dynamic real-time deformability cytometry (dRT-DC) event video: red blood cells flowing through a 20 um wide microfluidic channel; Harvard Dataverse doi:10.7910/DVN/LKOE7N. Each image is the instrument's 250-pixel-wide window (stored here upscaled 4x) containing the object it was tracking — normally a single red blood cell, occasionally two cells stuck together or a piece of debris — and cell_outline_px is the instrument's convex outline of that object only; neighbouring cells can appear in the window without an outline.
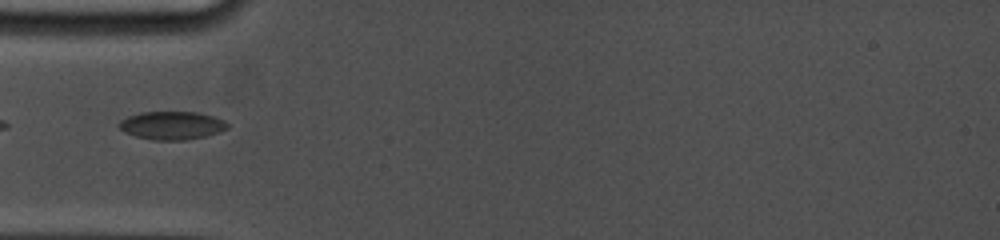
{"species": "common noctule bat (a hibernating species)", "species_latin": "Nyctalus noctula", "temperature_condition": "cold", "stored_images_in_passage": 15, "camera_frame_rate_fps": 5000, "um_per_image_px": 0.085, "animal": {"sex": "female", "body_mass_g": 19.0, "forearm_length_mm": 53.3}, "frame": {"image": 1, "passage_image": 1, "time_ms": 0.0, "image_size_px": [1000, 240], "cell_outline_px": [[228, 128], [220, 132], [204, 136], [184, 140], [152, 140], [136, 136], [124, 132], [116, 124], [120, 120], [128, 116], [140, 112], [196, 112], [212, 116], [224, 120], [228, 124]], "centroid_in_image_um": [14.58, 10.66], "position_along_channel_um": 70.4, "area_um2": 17.8}}
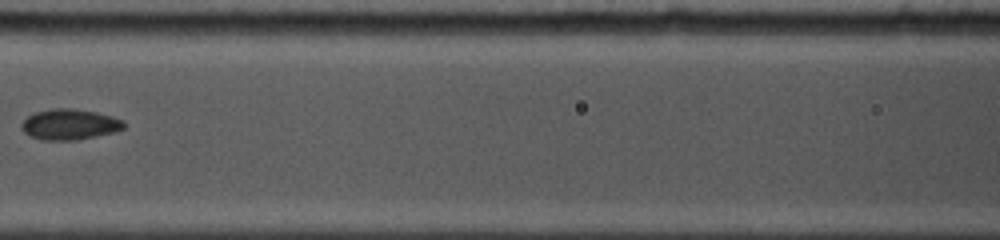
{"frame": {"image": 2, "passage_image": 5, "time_ms": 2.4, "image_size_px": [1000, 240], "cell_outline_px": [[124, 128], [116, 132], [76, 140], [44, 140], [32, 136], [24, 132], [20, 128], [20, 124], [28, 116], [36, 112], [52, 108], [72, 108], [96, 112], [112, 116], [124, 120]], "centroid_in_image_um": [5.93, 10.57], "position_along_channel_um": 160.7, "area_um2": 18.32}}
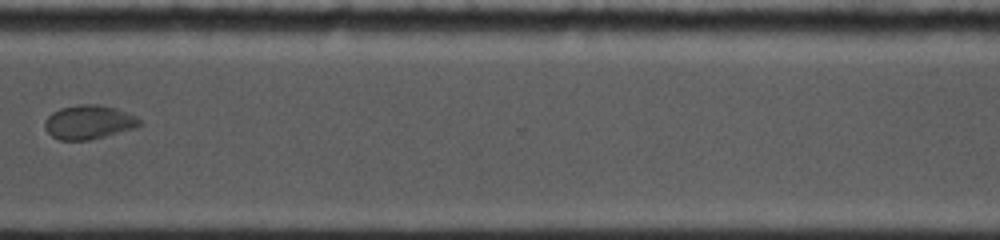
{"frame": {"image": 3, "passage_image": 13, "time_ms": 7.8, "image_size_px": [1000, 240], "cell_outline_px": [[144, 124], [136, 128], [88, 140], [60, 140], [52, 136], [44, 128], [44, 120], [52, 112], [60, 108], [80, 104], [96, 104], [116, 108], [136, 116]], "centroid_in_image_um": [7.55, 10.38], "position_along_channel_um": 363.1, "area_um2": 18.84}}